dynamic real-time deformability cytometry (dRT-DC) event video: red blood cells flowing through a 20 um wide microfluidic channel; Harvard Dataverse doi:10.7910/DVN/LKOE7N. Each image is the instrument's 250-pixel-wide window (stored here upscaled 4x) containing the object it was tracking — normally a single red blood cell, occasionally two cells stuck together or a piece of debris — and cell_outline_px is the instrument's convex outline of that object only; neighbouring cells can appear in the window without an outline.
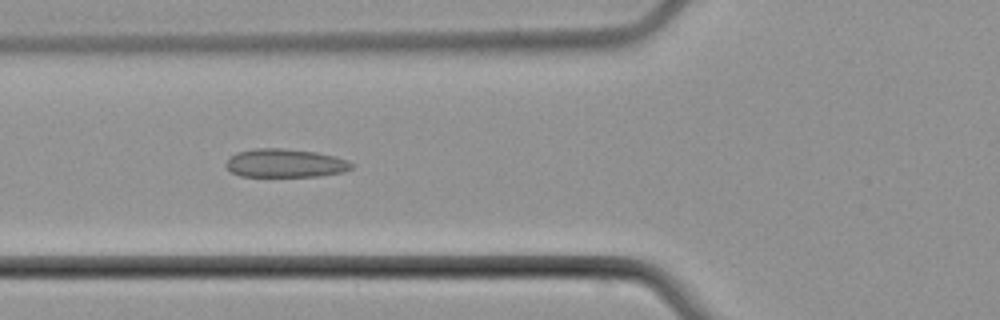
{"species": "common noctule bat (a hibernating species)", "species_latin": "Nyctalus noctula", "temperature_condition": "cold", "stored_images_in_passage": 9, "camera_frame_rate_fps": 3000, "um_per_image_px": 0.085, "animal": {"sex": "male", "body_mass_g": 21.5, "forearm_length_mm": 52.0}, "frame": {"image": 1, "passage_image": 6, "time_ms": 6.0, "image_size_px": [1000, 320], "cell_outline_px": [[352, 168], [344, 172], [320, 176], [240, 176], [232, 172], [224, 164], [228, 156], [236, 152], [256, 148], [280, 148], [316, 152], [348, 160], [352, 164]], "centroid_in_image_um": [24.2, 13.86], "position_along_channel_um": 101.6, "area_um2": 20.87}}
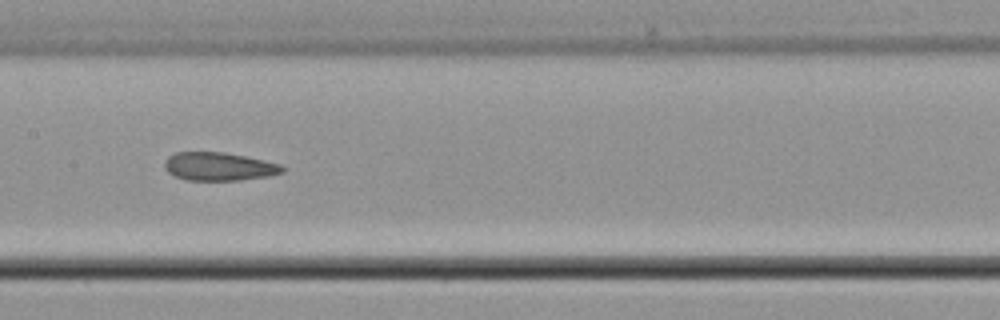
{"frame": {"image": 2, "passage_image": 8, "time_ms": 8.333, "image_size_px": [1000, 320], "cell_outline_px": [[284, 172], [268, 176], [240, 180], [188, 180], [176, 176], [168, 172], [164, 168], [164, 160], [168, 156], [176, 152], [224, 152], [244, 156], [280, 164], [284, 168]], "centroid_in_image_um": [18.58, 14.15], "position_along_channel_um": 188.8, "area_um2": 19.31}}
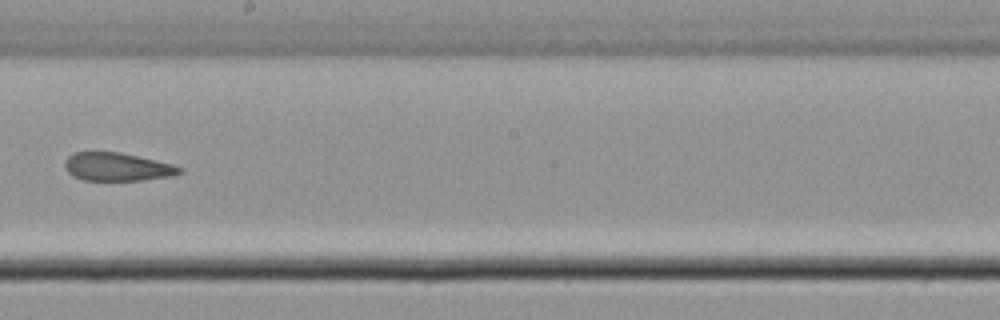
{"frame": {"image": 3, "passage_image": 9, "time_ms": 9.667, "image_size_px": [1000, 320], "cell_outline_px": [[184, 168], [180, 172], [172, 176], [144, 180], [84, 180], [72, 176], [68, 172], [64, 164], [68, 156], [76, 152], [120, 152], [172, 164]], "centroid_in_image_um": [9.96, 14.18], "position_along_channel_um": 238.2, "area_um2": 18.73}}